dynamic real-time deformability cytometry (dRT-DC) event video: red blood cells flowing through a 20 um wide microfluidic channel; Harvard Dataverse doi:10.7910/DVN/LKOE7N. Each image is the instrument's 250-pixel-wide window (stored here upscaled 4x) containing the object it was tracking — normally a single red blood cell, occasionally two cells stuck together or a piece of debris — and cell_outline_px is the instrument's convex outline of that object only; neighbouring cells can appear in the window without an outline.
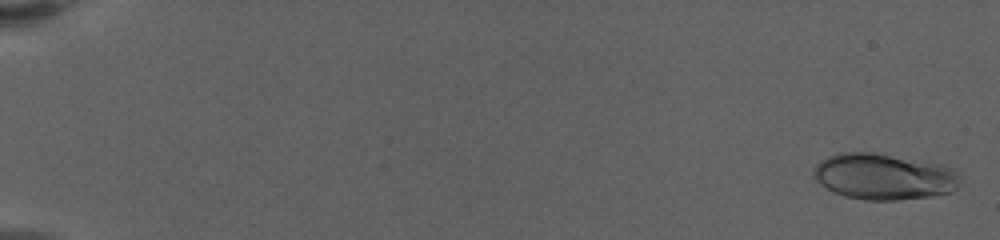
{"species": "human", "species_latin": "Homo sapiens", "temperature_condition": "warm", "stored_images_in_passage": 59, "camera_frame_rate_fps": 3000, "um_per_image_px": 0.085, "donor": {"sex": "female"}, "frame": {"image": 1, "passage_image": 2, "time_ms": 0.333, "image_size_px": [1000, 240], "cell_outline_px": [[960, 184], [952, 192], [932, 196], [896, 200], [864, 200], [844, 196], [832, 192], [820, 184], [816, 180], [812, 172], [816, 164], [828, 156], [844, 152], [872, 152], [952, 168], [960, 176]], "centroid_in_image_um": [75.08, 15.03], "position_along_channel_um": 9.9, "area_um2": 39.02}}
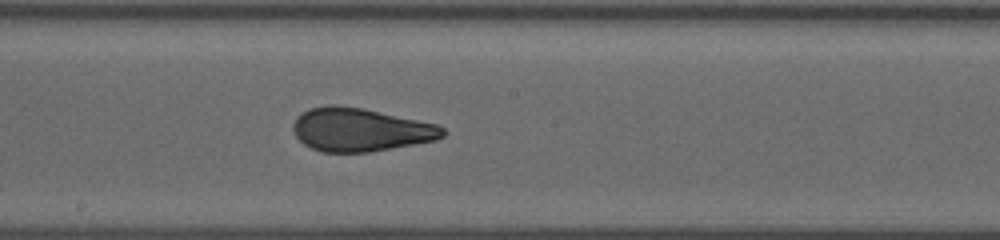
{"frame": {"image": 2, "passage_image": 35, "time_ms": 11.333, "image_size_px": [1000, 240], "cell_outline_px": [[448, 132], [444, 136], [436, 140], [368, 152], [324, 152], [312, 148], [304, 144], [296, 136], [292, 128], [292, 124], [296, 116], [312, 108], [328, 104], [336, 104], [364, 108], [436, 124], [444, 128]], "centroid_in_image_um": [30.62, 11.01], "position_along_channel_um": 217.6, "area_um2": 37.74}}
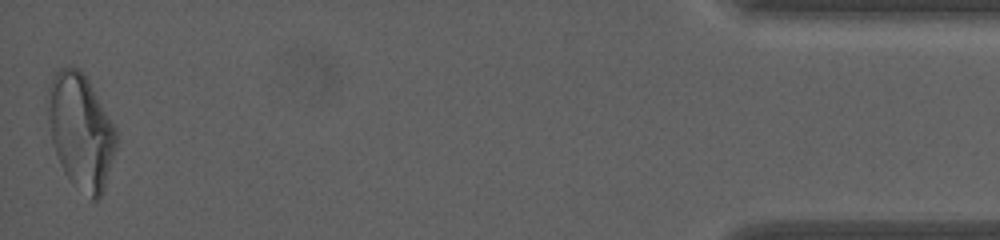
{"frame": {"image": 3, "passage_image": 59, "time_ms": 19.333, "image_size_px": [1000, 240], "cell_outline_px": [[116, 148], [104, 188], [96, 204], [72, 184], [64, 172], [60, 164], [52, 144], [48, 120], [48, 88], [52, 76], [60, 68], [80, 68], [88, 80], [116, 128]], "centroid_in_image_um": [6.86, 11.18], "position_along_channel_um": 428.3, "area_um2": 45.72}, "authors_computed_cell_mechanics": {"area_um2": 37.7434, "velocity_mm_per_s": 3.6099, "shape_relaxation_time_tau1_ms": 9.8121, "shape_relaxation_time_tau2_ms": 0.9452, "deformation_change_tau1": 0.2813, "deformation_change_tau2": 0.0795}}